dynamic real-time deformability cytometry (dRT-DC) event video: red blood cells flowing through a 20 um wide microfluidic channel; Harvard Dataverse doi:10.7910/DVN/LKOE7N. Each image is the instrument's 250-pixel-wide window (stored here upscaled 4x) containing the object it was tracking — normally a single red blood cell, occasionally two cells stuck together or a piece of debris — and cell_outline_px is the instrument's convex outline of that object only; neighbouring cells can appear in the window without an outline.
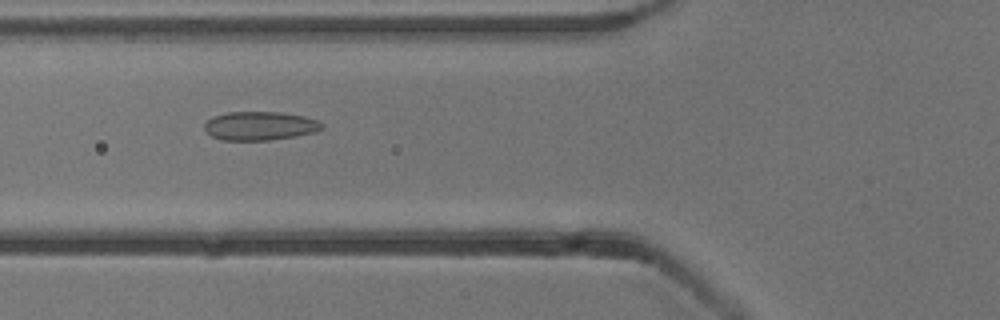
{"species": "common noctule bat (a hibernating species)", "species_latin": "Nyctalus noctula", "temperature_condition": "cold", "stored_images_in_passage": 27, "camera_frame_rate_fps": 3000, "um_per_image_px": 0.085, "animal": {"sex": "male", "body_mass_g": 13.3}, "frame": {"image": 1, "passage_image": 5, "time_ms": 1.333, "image_size_px": [1000, 320], "cell_outline_px": [[324, 128], [316, 132], [296, 136], [268, 140], [224, 140], [212, 136], [204, 128], [204, 124], [212, 116], [228, 112], [280, 112], [304, 116], [316, 120], [324, 124]], "centroid_in_image_um": [22.11, 10.69], "position_along_channel_um": 103.7, "area_um2": 19.65}}
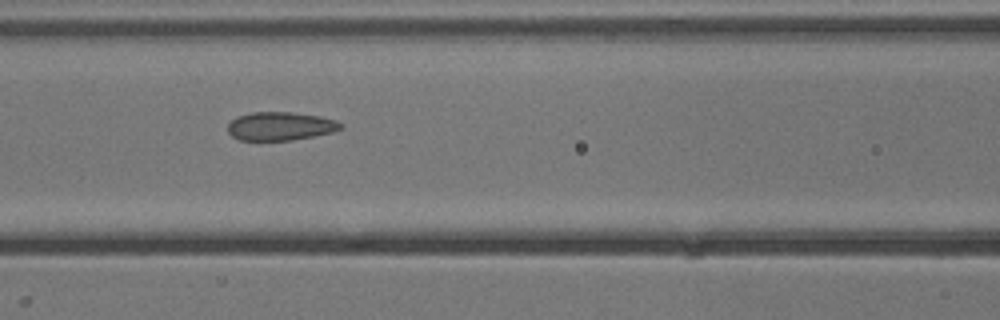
{"frame": {"image": 2, "passage_image": 8, "time_ms": 2.333, "image_size_px": [1000, 320], "cell_outline_px": [[344, 128], [332, 132], [292, 140], [240, 140], [232, 136], [228, 132], [228, 124], [236, 116], [252, 112], [292, 112], [320, 116], [336, 120], [344, 124]], "centroid_in_image_um": [23.84, 10.71], "position_along_channel_um": 142.8, "area_um2": 18.79}}
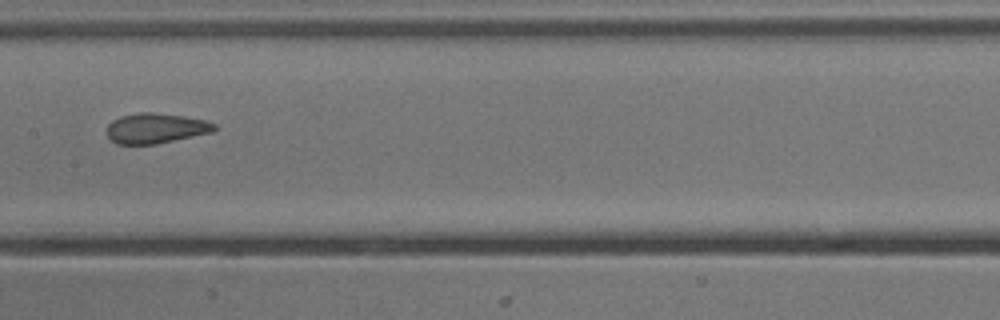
{"frame": {"image": 3, "passage_image": 12, "time_ms": 3.667, "image_size_px": [1000, 320], "cell_outline_px": [[216, 128], [212, 132], [156, 144], [116, 144], [108, 136], [108, 124], [112, 120], [120, 116], [140, 112], [152, 112], [184, 116], [204, 120], [216, 124]], "centroid_in_image_um": [13.23, 10.9], "position_along_channel_um": 194.2, "area_um2": 18.79}, "authors_computed_cell_mechanics": {"area_um2": 19.941, "velocity_mm_per_s": 3.888, "shape_relaxation_time_tau1_ms": null, "shape_relaxation_time_tau2_ms": 4.0139, "deformation_change_tau1": null, "deformation_change_tau2": 0.1479}}